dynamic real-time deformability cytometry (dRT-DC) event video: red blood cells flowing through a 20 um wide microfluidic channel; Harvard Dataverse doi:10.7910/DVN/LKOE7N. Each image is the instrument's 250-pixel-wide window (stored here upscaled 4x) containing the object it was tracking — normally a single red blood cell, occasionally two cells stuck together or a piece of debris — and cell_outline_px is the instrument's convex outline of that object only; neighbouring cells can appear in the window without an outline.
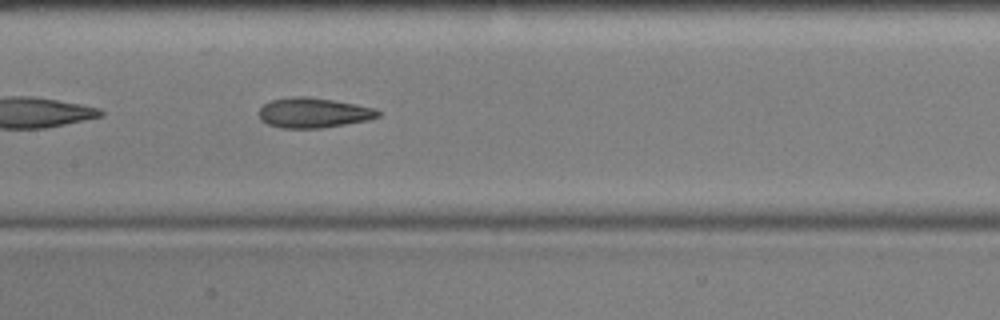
{"species": "common noctule bat (a hibernating species)", "species_latin": "Nyctalus noctula", "temperature_condition": "cold", "stored_images_in_passage": 41, "camera_frame_rate_fps": 3000, "um_per_image_px": 0.085, "animal": {"sex": "male", "body_mass_g": 17.9, "forearm_length_mm": 54.2}, "frame": {"image": 1, "passage_image": 12, "time_ms": 3.667, "image_size_px": [1000, 320], "cell_outline_px": [[384, 112], [380, 116], [368, 120], [324, 128], [280, 128], [268, 124], [260, 120], [260, 108], [268, 100], [292, 96], [304, 96], [332, 100], [356, 104], [376, 108]], "centroid_in_image_um": [26.67, 9.58], "position_along_channel_um": 180.7, "area_um2": 21.1}, "authors_computed_cell_mechanics": {"area_um2": 21.675, "velocity_mm_per_s": 3.6036, "shape_relaxation_time_tau1_ms": 6.6738, "shape_relaxation_time_tau2_ms": 2.0043, "deformation_change_tau1": 0.161, "deformation_change_tau2": 0.0973}}